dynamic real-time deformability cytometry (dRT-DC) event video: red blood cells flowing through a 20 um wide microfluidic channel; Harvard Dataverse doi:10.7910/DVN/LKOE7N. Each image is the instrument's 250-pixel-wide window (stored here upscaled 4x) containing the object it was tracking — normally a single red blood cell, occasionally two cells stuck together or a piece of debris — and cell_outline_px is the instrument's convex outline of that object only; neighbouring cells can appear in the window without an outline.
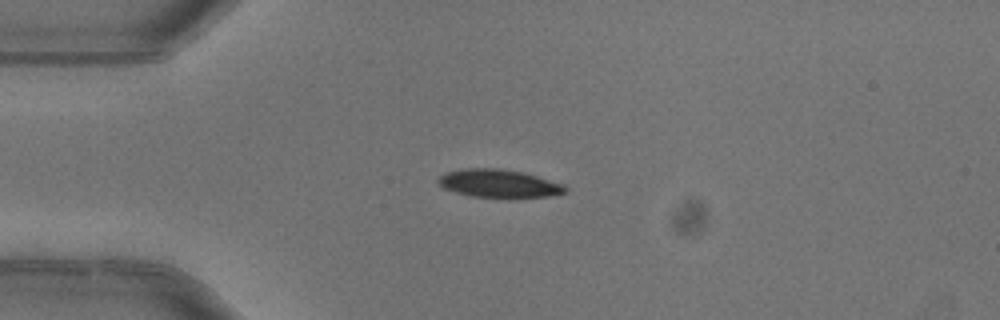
{"species": "common noctule bat (a hibernating species)", "species_latin": "Nyctalus noctula", "temperature_condition": "warm", "stored_images_in_passage": 2, "camera_frame_rate_fps": 3000, "um_per_image_px": 0.085, "animal": {"sex": "female"}, "frame": {"image": 1, "passage_image": 1, "time_ms": 0.0, "image_size_px": [1000, 320], "cell_outline_px": [[568, 192], [548, 196], [472, 196], [456, 192], [444, 188], [436, 180], [440, 176], [448, 172], [464, 168], [500, 168], [524, 172], [564, 184], [568, 188]], "centroid_in_image_um": [42.43, 15.57], "position_along_channel_um": 42.6, "area_um2": 20.35}}